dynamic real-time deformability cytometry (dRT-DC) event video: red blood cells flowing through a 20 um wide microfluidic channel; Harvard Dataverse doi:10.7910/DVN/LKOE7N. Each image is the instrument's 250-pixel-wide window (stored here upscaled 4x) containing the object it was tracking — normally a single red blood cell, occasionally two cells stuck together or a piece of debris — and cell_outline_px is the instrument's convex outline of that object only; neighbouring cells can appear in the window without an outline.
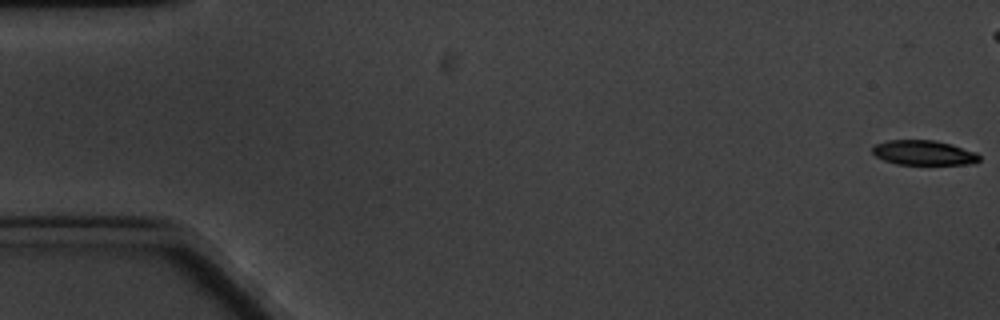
{"species": "common noctule bat (a hibernating species)", "species_latin": "Nyctalus noctula", "temperature_condition": "cold", "stored_images_in_passage": 6, "camera_frame_rate_fps": 3000, "um_per_image_px": 0.085, "animal": {"sex": "male", "body_mass_g": 20.1, "forearm_length_mm": 53.5}, "frame": {"image": 1, "passage_image": 1, "time_ms": 0.0, "image_size_px": [1000, 320], "cell_outline_px": [[980, 160], [976, 164], [896, 164], [884, 160], [876, 156], [872, 152], [872, 148], [876, 144], [888, 140], [936, 140], [976, 152], [980, 156]], "centroid_in_image_um": [78.53, 12.98], "position_along_channel_um": 6.5, "area_um2": 15.37}}
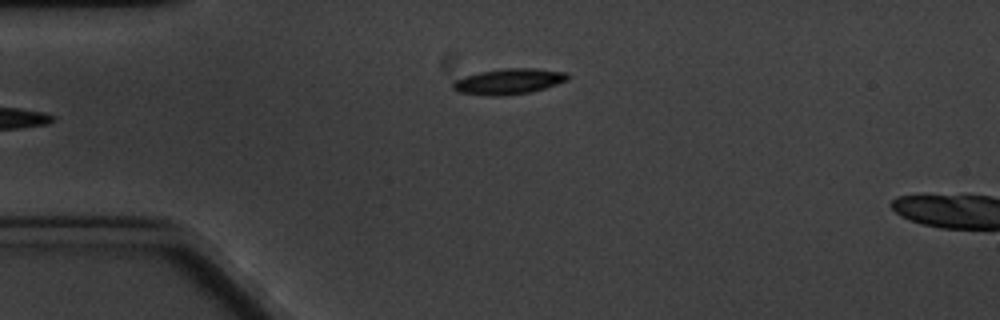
{"frame": {"image": 2, "passage_image": 6, "time_ms": 6.667, "image_size_px": [1000, 320], "cell_outline_px": [[568, 80], [532, 92], [500, 96], [488, 96], [456, 92], [452, 88], [452, 84], [456, 80], [464, 76], [480, 72], [504, 68], [532, 68], [568, 72]], "centroid_in_image_um": [43.22, 6.93], "position_along_channel_um": 41.8, "area_um2": 17.22}}